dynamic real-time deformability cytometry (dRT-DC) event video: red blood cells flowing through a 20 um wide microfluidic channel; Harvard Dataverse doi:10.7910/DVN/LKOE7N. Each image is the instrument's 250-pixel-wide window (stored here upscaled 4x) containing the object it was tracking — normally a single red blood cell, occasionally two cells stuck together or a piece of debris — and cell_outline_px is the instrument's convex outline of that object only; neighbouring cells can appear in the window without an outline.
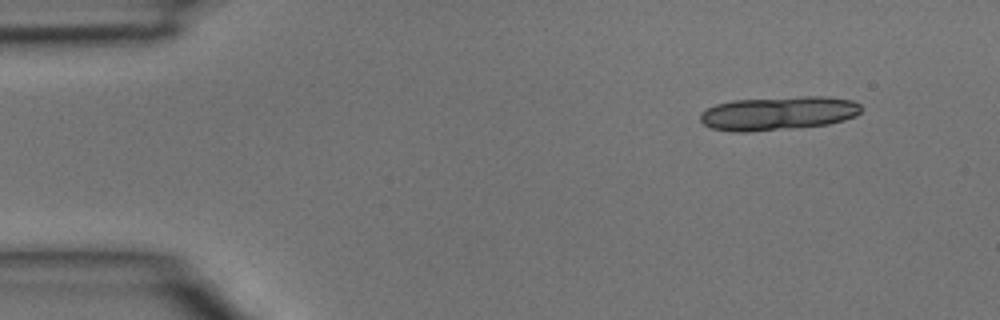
{"species": "common noctule bat (a hibernating species)", "species_latin": "Nyctalus noctula", "temperature_condition": "room temperature", "stored_images_in_passage": 4, "segment_of_instrument_passage": [1, 2], "camera_frame_rate_fps": 3000, "um_per_image_px": 0.085, "animal": {"sex": "male", "body_mass_g": 15.6}, "frame": {"image": 1, "passage_image": 1, "time_ms": 0.0, "image_size_px": [1000, 320], "cell_outline_px": [[860, 112], [856, 116], [844, 120], [828, 124], [748, 132], [732, 132], [712, 128], [704, 124], [700, 120], [700, 112], [716, 104], [732, 100], [800, 96], [828, 96], [852, 100], [860, 104]], "centroid_in_image_um": [66.14, 9.61], "position_along_channel_um": 18.9, "area_um2": 31.73}}